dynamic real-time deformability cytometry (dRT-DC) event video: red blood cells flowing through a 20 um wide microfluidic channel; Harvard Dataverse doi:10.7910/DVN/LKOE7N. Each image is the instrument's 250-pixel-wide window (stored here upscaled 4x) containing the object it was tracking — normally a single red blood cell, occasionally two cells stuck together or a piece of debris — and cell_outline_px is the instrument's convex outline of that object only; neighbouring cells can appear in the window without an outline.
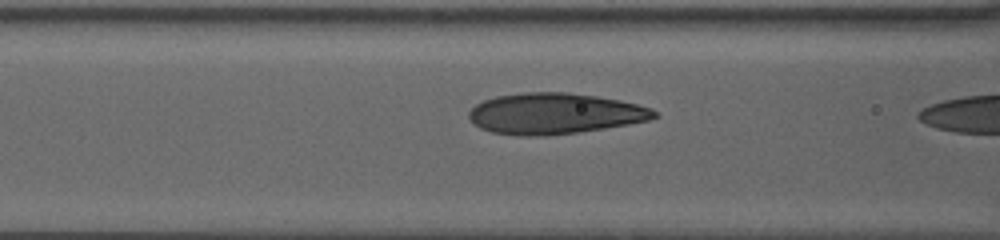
{"species": "human", "species_latin": "Homo sapiens", "temperature_condition": "warm", "stored_images_in_passage": 29, "camera_frame_rate_fps": 3000, "um_per_image_px": 0.085, "donor": {"sex": "female"}, "frame": {"image": 1, "passage_image": 5, "time_ms": 1.0, "image_size_px": [1000, 240], "cell_outline_px": [[660, 116], [648, 120], [628, 124], [604, 128], [576, 132], [532, 136], [520, 136], [492, 132], [480, 128], [468, 116], [468, 112], [476, 104], [484, 100], [496, 96], [524, 92], [568, 92], [596, 96], [620, 100], [652, 108]], "centroid_in_image_um": [47.15, 9.64], "position_along_channel_um": 119.5, "area_um2": 43.93}}
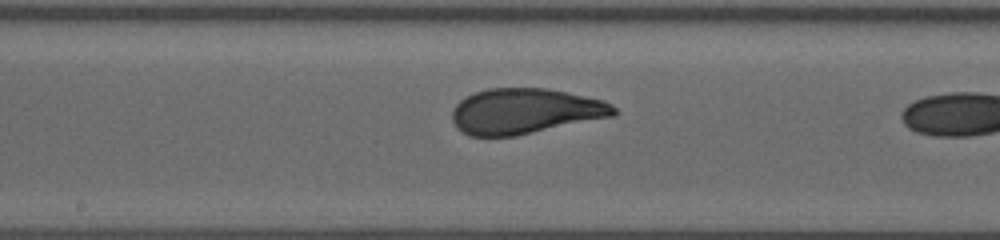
{"frame": {"image": 2, "passage_image": 14, "time_ms": 3.667, "image_size_px": [1000, 240], "cell_outline_px": [[616, 116], [516, 136], [468, 136], [456, 128], [452, 120], [452, 108], [460, 100], [476, 92], [488, 88], [548, 88], [604, 100], [612, 104], [616, 108]], "centroid_in_image_um": [44.64, 9.46], "position_along_channel_um": 203.6, "area_um2": 43.18}}
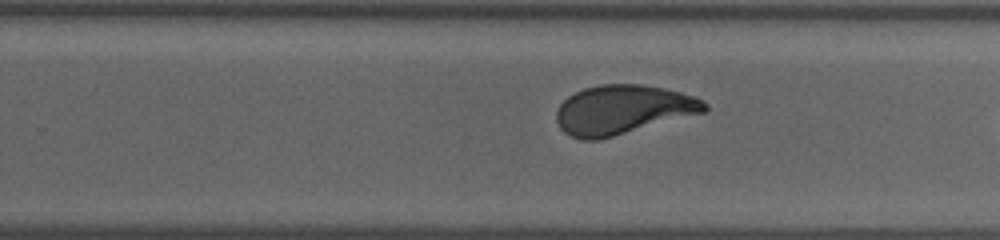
{"frame": {"image": 3, "passage_image": 25, "time_ms": 6.0, "image_size_px": [1000, 240], "cell_outline_px": [[708, 108], [704, 112], [612, 136], [596, 140], [580, 140], [564, 132], [560, 128], [556, 120], [556, 112], [560, 104], [568, 96], [584, 88], [600, 84], [640, 84], [664, 88], [696, 96], [704, 100], [708, 104]], "centroid_in_image_um": [52.93, 9.31], "position_along_channel_um": 276.9, "area_um2": 42.25}}